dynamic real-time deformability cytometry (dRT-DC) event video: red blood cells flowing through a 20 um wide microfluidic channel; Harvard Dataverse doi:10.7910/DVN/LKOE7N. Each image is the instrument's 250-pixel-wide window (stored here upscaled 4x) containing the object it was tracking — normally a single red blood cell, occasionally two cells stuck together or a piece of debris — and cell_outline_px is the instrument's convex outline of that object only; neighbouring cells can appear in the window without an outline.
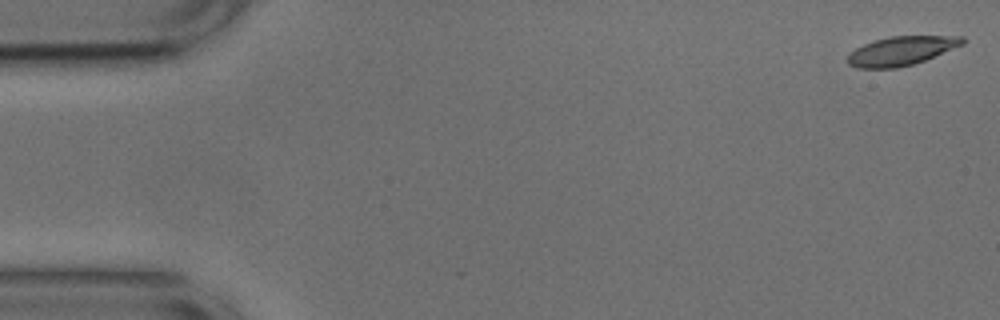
{"species": "common noctule bat (a hibernating species)", "species_latin": "Nyctalus noctula", "temperature_condition": "cold", "stored_images_in_passage": 6, "camera_frame_rate_fps": 3000, "um_per_image_px": 0.085, "animal": {"sex": "male", "body_mass_g": 17.9, "forearm_length_mm": 54.2}, "frame": {"image": 1, "passage_image": 1, "time_ms": 0.0, "image_size_px": [1000, 320], "cell_outline_px": [[968, 40], [964, 44], [924, 60], [912, 64], [896, 68], [856, 68], [848, 64], [848, 56], [856, 48], [864, 44], [876, 40], [892, 36], [964, 36]], "centroid_in_image_um": [76.64, 4.32], "position_along_channel_um": 8.4, "area_um2": 19.19}}